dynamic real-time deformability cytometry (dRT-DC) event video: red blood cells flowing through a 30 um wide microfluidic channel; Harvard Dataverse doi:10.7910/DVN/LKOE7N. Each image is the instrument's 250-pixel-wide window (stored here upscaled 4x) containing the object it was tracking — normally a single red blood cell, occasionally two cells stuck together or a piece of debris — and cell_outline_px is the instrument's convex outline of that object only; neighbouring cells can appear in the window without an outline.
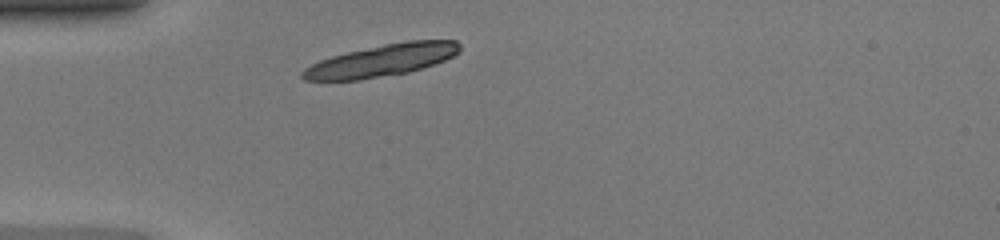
{"species": "common noctule bat (a hibernating species)", "species_latin": "Nyctalus noctula", "temperature_condition": "warm", "stored_images_in_passage": 35, "camera_frame_rate_fps": 3000, "um_per_image_px": 0.085, "animal": {"sex": "female", "body_mass_g": 20.0, "forearm_length_mm": 54.0}, "frame": {"image": 1, "passage_image": 1, "time_ms": 0.0, "image_size_px": [1000, 240], "cell_outline_px": [[460, 52], [444, 60], [424, 68], [408, 72], [360, 80], [304, 80], [300, 76], [300, 72], [304, 68], [320, 60], [332, 56], [348, 52], [384, 44], [408, 40], [456, 40], [460, 44]], "centroid_in_image_um": [32.45, 5.14], "position_along_channel_um": 52.5, "area_um2": 29.25}}
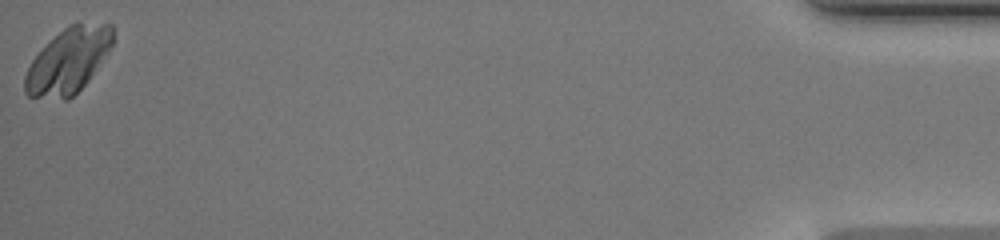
{"frame": {"image": 2, "passage_image": 35, "time_ms": 11.333, "image_size_px": [1000, 240], "cell_outline_px": [[112, 44], [88, 80], [68, 100], [64, 100], [28, 96], [24, 92], [24, 76], [32, 60], [68, 24], [112, 24]], "centroid_in_image_um": [5.76, 5.21], "position_along_channel_um": 429.4, "area_um2": 32.37}}